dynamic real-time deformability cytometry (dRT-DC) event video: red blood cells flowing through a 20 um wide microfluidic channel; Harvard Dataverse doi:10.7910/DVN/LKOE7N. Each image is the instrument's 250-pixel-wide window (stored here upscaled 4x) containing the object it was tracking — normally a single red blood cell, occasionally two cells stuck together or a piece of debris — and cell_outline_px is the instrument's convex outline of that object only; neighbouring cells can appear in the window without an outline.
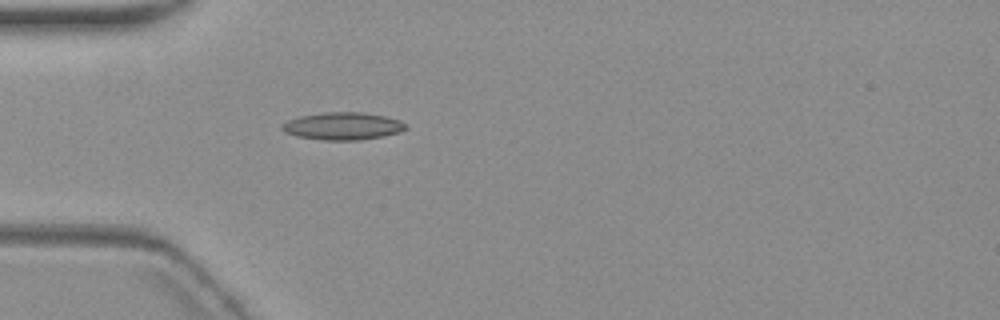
{"species": "common noctule bat (a hibernating species)", "species_latin": "Nyctalus noctula", "temperature_condition": "warm", "stored_images_in_passage": 1, "camera_frame_rate_fps": 3000, "um_per_image_px": 0.085, "animal": {"sex": "female", "body_mass_g": 19.3, "forearm_length_mm": 54.1}, "frame": {"image": 1, "passage_image": 1, "time_ms": 0.0, "image_size_px": [1000, 320], "cell_outline_px": [[408, 128], [400, 132], [384, 136], [360, 140], [324, 140], [296, 136], [284, 132], [280, 128], [280, 124], [288, 120], [300, 116], [324, 112], [360, 112], [384, 116], [400, 120]], "centroid_in_image_um": [29.11, 10.72], "position_along_channel_um": 55.9, "area_um2": 19.88}}